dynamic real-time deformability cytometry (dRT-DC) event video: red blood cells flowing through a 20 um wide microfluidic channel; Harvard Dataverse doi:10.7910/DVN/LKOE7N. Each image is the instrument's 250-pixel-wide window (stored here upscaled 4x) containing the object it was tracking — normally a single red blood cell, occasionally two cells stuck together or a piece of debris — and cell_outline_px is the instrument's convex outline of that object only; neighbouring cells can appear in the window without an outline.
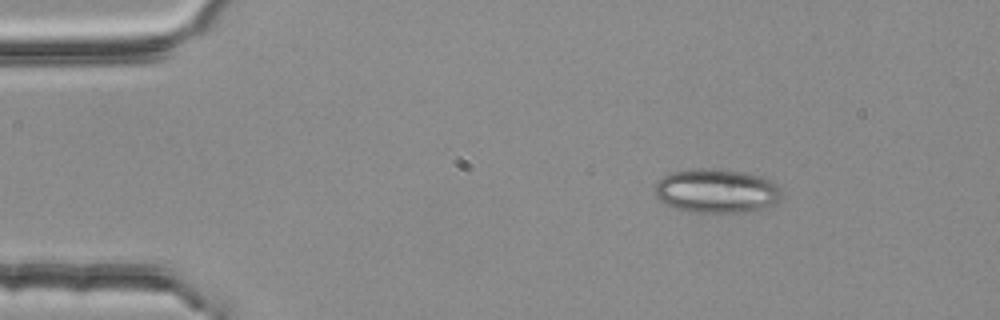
{"species": "common noctule bat (a hibernating species)", "species_latin": "Nyctalus noctula", "temperature_condition": "room temperature", "stored_images_in_passage": 21, "camera_frame_rate_fps": 3000, "um_per_image_px": 0.085, "animal": {"sex": "female", "body_mass_g": 25.1}, "frame": {"image": 1, "passage_image": 7, "time_ms": 2.0, "image_size_px": [1000, 320], "cell_outline_px": [[784, 192], [776, 204], [760, 212], [692, 212], [672, 208], [664, 204], [656, 196], [656, 184], [664, 176], [672, 172], [696, 168], [704, 168], [744, 172], [760, 176], [776, 184]], "centroid_in_image_um": [60.96, 16.26], "position_along_channel_um": 24.0, "area_um2": 32.89}}